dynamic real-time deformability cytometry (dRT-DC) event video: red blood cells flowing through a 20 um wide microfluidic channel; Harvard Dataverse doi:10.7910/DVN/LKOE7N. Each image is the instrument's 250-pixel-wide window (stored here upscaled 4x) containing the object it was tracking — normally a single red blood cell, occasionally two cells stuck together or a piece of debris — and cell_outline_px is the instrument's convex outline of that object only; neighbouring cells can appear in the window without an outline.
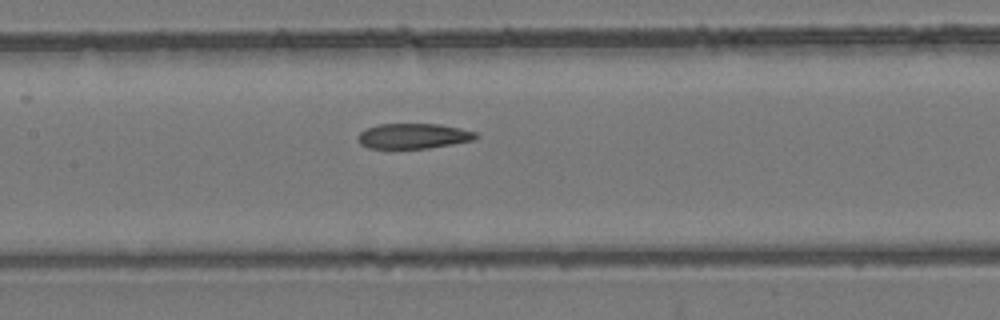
{"species": "common noctule bat (a hibernating species)", "species_latin": "Nyctalus noctula", "temperature_condition": "room temperature", "stored_images_in_passage": 27, "camera_frame_rate_fps": 3000, "um_per_image_px": 0.085, "animal": {"sex": "female", "body_mass_g": 24.6, "forearm_length_mm": 56.2}, "frame": {"image": 1, "passage_image": 27, "time_ms": 8.667, "image_size_px": [1000, 320], "cell_outline_px": [[480, 136], [472, 140], [452, 144], [428, 148], [368, 148], [360, 144], [356, 136], [360, 132], [368, 128], [380, 124], [440, 124], [460, 128], [476, 132]], "centroid_in_image_um": [35.14, 11.56], "position_along_channel_um": 172.3, "area_um2": 17.28}}